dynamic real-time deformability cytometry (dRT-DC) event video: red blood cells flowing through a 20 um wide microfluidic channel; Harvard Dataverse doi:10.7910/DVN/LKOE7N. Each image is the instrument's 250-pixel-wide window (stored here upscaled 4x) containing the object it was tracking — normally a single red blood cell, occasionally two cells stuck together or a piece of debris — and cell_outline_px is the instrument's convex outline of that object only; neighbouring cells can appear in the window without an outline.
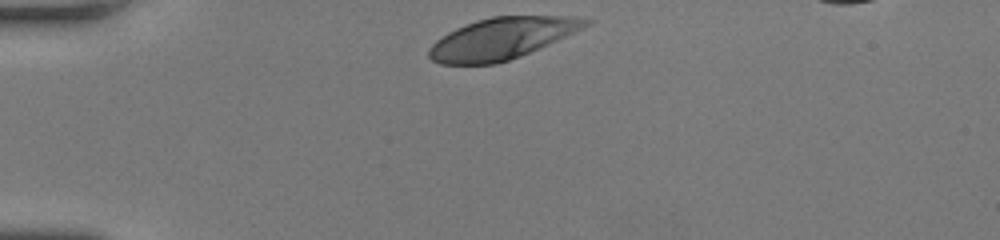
{"species": "human", "species_latin": "Homo sapiens", "temperature_condition": "room temperature", "stored_images_in_passage": 30, "camera_frame_rate_fps": 3000, "um_per_image_px": 0.085, "donor": {"sex": "female"}, "frame": {"image": 1, "passage_image": 1, "time_ms": 0.0, "image_size_px": [1000, 240], "cell_outline_px": [[592, 20], [588, 24], [548, 44], [520, 56], [496, 64], [440, 64], [432, 60], [428, 56], [428, 48], [436, 40], [448, 32], [456, 28], [476, 20], [492, 16], [568, 16]], "centroid_in_image_um": [42.56, 3.27], "position_along_channel_um": 42.4, "area_um2": 37.28}}
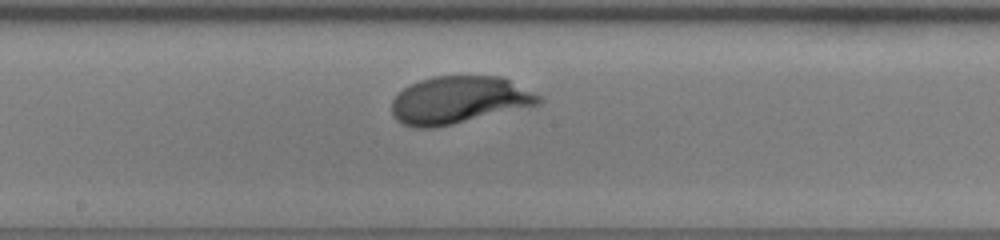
{"frame": {"image": 2, "passage_image": 16, "time_ms": 5.0, "image_size_px": [1000, 240], "cell_outline_px": [[544, 100], [540, 104], [452, 124], [432, 128], [412, 128], [396, 120], [392, 116], [392, 100], [404, 88], [420, 80], [432, 76], [500, 76], [540, 96]], "centroid_in_image_um": [38.97, 8.51], "position_along_channel_um": 209.2, "area_um2": 40.23}}
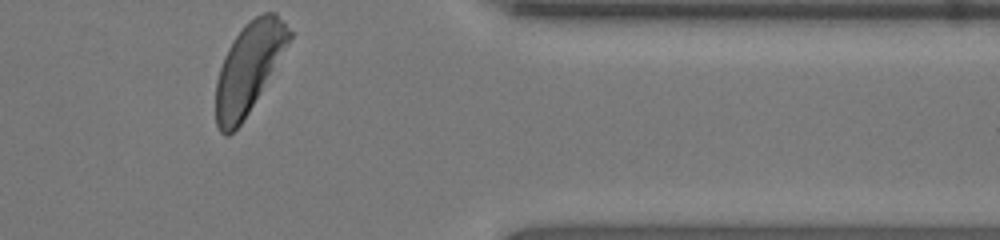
{"frame": {"image": 3, "passage_image": 30, "time_ms": 9.667, "image_size_px": [1000, 240], "cell_outline_px": [[292, 36], [248, 112], [240, 124], [228, 136], [224, 136], [220, 132], [216, 124], [216, 80], [224, 56], [232, 40], [244, 24], [256, 16], [264, 12], [276, 12], [284, 20], [292, 32]], "centroid_in_image_um": [21.11, 5.74], "position_along_channel_um": 390.3, "area_um2": 37.63}, "authors_computed_cell_mechanics": {"area_um2": 39.6219, "velocity_mm_per_s": 4.1908, "shape_relaxation_time_tau1_ms": 1.9002, "shape_relaxation_time_tau2_ms": null, "deformation_change_tau1": 0.1532, "deformation_change_tau2": null}}